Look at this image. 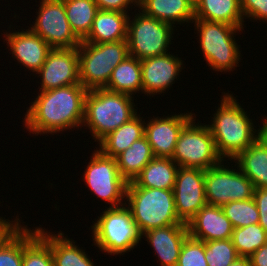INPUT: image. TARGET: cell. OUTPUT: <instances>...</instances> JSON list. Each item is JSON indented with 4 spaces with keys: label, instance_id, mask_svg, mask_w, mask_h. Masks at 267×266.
<instances>
[{
    "label": "cell",
    "instance_id": "cell-10",
    "mask_svg": "<svg viewBox=\"0 0 267 266\" xmlns=\"http://www.w3.org/2000/svg\"><path fill=\"white\" fill-rule=\"evenodd\" d=\"M94 151L83 175L86 185L99 198L110 203L109 207L125 205L128 182L120 175L116 158L106 156L97 149Z\"/></svg>",
    "mask_w": 267,
    "mask_h": 266
},
{
    "label": "cell",
    "instance_id": "cell-16",
    "mask_svg": "<svg viewBox=\"0 0 267 266\" xmlns=\"http://www.w3.org/2000/svg\"><path fill=\"white\" fill-rule=\"evenodd\" d=\"M182 62L181 58L173 56L170 52L141 60L143 93L152 97L157 93H164L183 69Z\"/></svg>",
    "mask_w": 267,
    "mask_h": 266
},
{
    "label": "cell",
    "instance_id": "cell-33",
    "mask_svg": "<svg viewBox=\"0 0 267 266\" xmlns=\"http://www.w3.org/2000/svg\"><path fill=\"white\" fill-rule=\"evenodd\" d=\"M208 266H230L240 256L231 239L204 242Z\"/></svg>",
    "mask_w": 267,
    "mask_h": 266
},
{
    "label": "cell",
    "instance_id": "cell-6",
    "mask_svg": "<svg viewBox=\"0 0 267 266\" xmlns=\"http://www.w3.org/2000/svg\"><path fill=\"white\" fill-rule=\"evenodd\" d=\"M78 52L79 81L87 90L104 88L114 68L129 55L127 40L81 42Z\"/></svg>",
    "mask_w": 267,
    "mask_h": 266
},
{
    "label": "cell",
    "instance_id": "cell-18",
    "mask_svg": "<svg viewBox=\"0 0 267 266\" xmlns=\"http://www.w3.org/2000/svg\"><path fill=\"white\" fill-rule=\"evenodd\" d=\"M189 236L201 240L231 239L234 227L221 206L206 204L187 222Z\"/></svg>",
    "mask_w": 267,
    "mask_h": 266
},
{
    "label": "cell",
    "instance_id": "cell-41",
    "mask_svg": "<svg viewBox=\"0 0 267 266\" xmlns=\"http://www.w3.org/2000/svg\"><path fill=\"white\" fill-rule=\"evenodd\" d=\"M230 266H252L249 257H239Z\"/></svg>",
    "mask_w": 267,
    "mask_h": 266
},
{
    "label": "cell",
    "instance_id": "cell-42",
    "mask_svg": "<svg viewBox=\"0 0 267 266\" xmlns=\"http://www.w3.org/2000/svg\"><path fill=\"white\" fill-rule=\"evenodd\" d=\"M263 135L267 138V117H266V121L264 123Z\"/></svg>",
    "mask_w": 267,
    "mask_h": 266
},
{
    "label": "cell",
    "instance_id": "cell-40",
    "mask_svg": "<svg viewBox=\"0 0 267 266\" xmlns=\"http://www.w3.org/2000/svg\"><path fill=\"white\" fill-rule=\"evenodd\" d=\"M252 266H267V242L249 256Z\"/></svg>",
    "mask_w": 267,
    "mask_h": 266
},
{
    "label": "cell",
    "instance_id": "cell-7",
    "mask_svg": "<svg viewBox=\"0 0 267 266\" xmlns=\"http://www.w3.org/2000/svg\"><path fill=\"white\" fill-rule=\"evenodd\" d=\"M193 22L195 30H198L204 59L209 66L218 72L235 69L241 60V53L234 37L236 32L242 31L243 28L201 19H194Z\"/></svg>",
    "mask_w": 267,
    "mask_h": 266
},
{
    "label": "cell",
    "instance_id": "cell-27",
    "mask_svg": "<svg viewBox=\"0 0 267 266\" xmlns=\"http://www.w3.org/2000/svg\"><path fill=\"white\" fill-rule=\"evenodd\" d=\"M105 89L125 93L133 96L142 88L141 78V60L128 55L121 63H119L112 71L108 84Z\"/></svg>",
    "mask_w": 267,
    "mask_h": 266
},
{
    "label": "cell",
    "instance_id": "cell-20",
    "mask_svg": "<svg viewBox=\"0 0 267 266\" xmlns=\"http://www.w3.org/2000/svg\"><path fill=\"white\" fill-rule=\"evenodd\" d=\"M128 19L127 13L98 10L91 31L81 42L107 43L127 40Z\"/></svg>",
    "mask_w": 267,
    "mask_h": 266
},
{
    "label": "cell",
    "instance_id": "cell-29",
    "mask_svg": "<svg viewBox=\"0 0 267 266\" xmlns=\"http://www.w3.org/2000/svg\"><path fill=\"white\" fill-rule=\"evenodd\" d=\"M71 30L83 41L91 31L93 20L99 10L94 0H63Z\"/></svg>",
    "mask_w": 267,
    "mask_h": 266
},
{
    "label": "cell",
    "instance_id": "cell-31",
    "mask_svg": "<svg viewBox=\"0 0 267 266\" xmlns=\"http://www.w3.org/2000/svg\"><path fill=\"white\" fill-rule=\"evenodd\" d=\"M231 241L240 257H249L267 242V233L258 224L234 228Z\"/></svg>",
    "mask_w": 267,
    "mask_h": 266
},
{
    "label": "cell",
    "instance_id": "cell-28",
    "mask_svg": "<svg viewBox=\"0 0 267 266\" xmlns=\"http://www.w3.org/2000/svg\"><path fill=\"white\" fill-rule=\"evenodd\" d=\"M154 158L146 137H142L116 157L120 175L129 183L141 173L143 168Z\"/></svg>",
    "mask_w": 267,
    "mask_h": 266
},
{
    "label": "cell",
    "instance_id": "cell-38",
    "mask_svg": "<svg viewBox=\"0 0 267 266\" xmlns=\"http://www.w3.org/2000/svg\"><path fill=\"white\" fill-rule=\"evenodd\" d=\"M99 10H111L128 13L131 3L138 7V0H94Z\"/></svg>",
    "mask_w": 267,
    "mask_h": 266
},
{
    "label": "cell",
    "instance_id": "cell-4",
    "mask_svg": "<svg viewBox=\"0 0 267 266\" xmlns=\"http://www.w3.org/2000/svg\"><path fill=\"white\" fill-rule=\"evenodd\" d=\"M125 200L142 234L159 227L186 224L176 214L173 190L127 187Z\"/></svg>",
    "mask_w": 267,
    "mask_h": 266
},
{
    "label": "cell",
    "instance_id": "cell-23",
    "mask_svg": "<svg viewBox=\"0 0 267 266\" xmlns=\"http://www.w3.org/2000/svg\"><path fill=\"white\" fill-rule=\"evenodd\" d=\"M138 6L144 14L173 27L175 22L193 23L195 19L194 5L189 0H138Z\"/></svg>",
    "mask_w": 267,
    "mask_h": 266
},
{
    "label": "cell",
    "instance_id": "cell-17",
    "mask_svg": "<svg viewBox=\"0 0 267 266\" xmlns=\"http://www.w3.org/2000/svg\"><path fill=\"white\" fill-rule=\"evenodd\" d=\"M6 37V38H5ZM12 55L31 72H37L52 49L50 45L30 28L26 31L8 32L4 36Z\"/></svg>",
    "mask_w": 267,
    "mask_h": 266
},
{
    "label": "cell",
    "instance_id": "cell-30",
    "mask_svg": "<svg viewBox=\"0 0 267 266\" xmlns=\"http://www.w3.org/2000/svg\"><path fill=\"white\" fill-rule=\"evenodd\" d=\"M23 226L22 266H54L50 244L35 230Z\"/></svg>",
    "mask_w": 267,
    "mask_h": 266
},
{
    "label": "cell",
    "instance_id": "cell-19",
    "mask_svg": "<svg viewBox=\"0 0 267 266\" xmlns=\"http://www.w3.org/2000/svg\"><path fill=\"white\" fill-rule=\"evenodd\" d=\"M187 224H173L149 230L142 234L158 255L160 266H176L180 251L188 236Z\"/></svg>",
    "mask_w": 267,
    "mask_h": 266
},
{
    "label": "cell",
    "instance_id": "cell-5",
    "mask_svg": "<svg viewBox=\"0 0 267 266\" xmlns=\"http://www.w3.org/2000/svg\"><path fill=\"white\" fill-rule=\"evenodd\" d=\"M125 205L109 207L91 226L93 242L100 251L110 255L129 252L141 240L140 232L130 209ZM125 206V207H124Z\"/></svg>",
    "mask_w": 267,
    "mask_h": 266
},
{
    "label": "cell",
    "instance_id": "cell-11",
    "mask_svg": "<svg viewBox=\"0 0 267 266\" xmlns=\"http://www.w3.org/2000/svg\"><path fill=\"white\" fill-rule=\"evenodd\" d=\"M222 164L223 161L205 170L207 204L222 206L231 201L253 198L255 188L251 180L240 169H229Z\"/></svg>",
    "mask_w": 267,
    "mask_h": 266
},
{
    "label": "cell",
    "instance_id": "cell-37",
    "mask_svg": "<svg viewBox=\"0 0 267 266\" xmlns=\"http://www.w3.org/2000/svg\"><path fill=\"white\" fill-rule=\"evenodd\" d=\"M253 199L259 211V225L267 233V188H255Z\"/></svg>",
    "mask_w": 267,
    "mask_h": 266
},
{
    "label": "cell",
    "instance_id": "cell-9",
    "mask_svg": "<svg viewBox=\"0 0 267 266\" xmlns=\"http://www.w3.org/2000/svg\"><path fill=\"white\" fill-rule=\"evenodd\" d=\"M128 19L127 43L130 56L143 60L167 54L174 27L141 13Z\"/></svg>",
    "mask_w": 267,
    "mask_h": 266
},
{
    "label": "cell",
    "instance_id": "cell-32",
    "mask_svg": "<svg viewBox=\"0 0 267 266\" xmlns=\"http://www.w3.org/2000/svg\"><path fill=\"white\" fill-rule=\"evenodd\" d=\"M223 213L234 228L259 223V211L253 198L231 201L221 206Z\"/></svg>",
    "mask_w": 267,
    "mask_h": 266
},
{
    "label": "cell",
    "instance_id": "cell-24",
    "mask_svg": "<svg viewBox=\"0 0 267 266\" xmlns=\"http://www.w3.org/2000/svg\"><path fill=\"white\" fill-rule=\"evenodd\" d=\"M37 230L50 244L54 266H94L91 258L85 254V250L76 246L74 240L64 237L62 232L54 235L41 227H37Z\"/></svg>",
    "mask_w": 267,
    "mask_h": 266
},
{
    "label": "cell",
    "instance_id": "cell-1",
    "mask_svg": "<svg viewBox=\"0 0 267 266\" xmlns=\"http://www.w3.org/2000/svg\"><path fill=\"white\" fill-rule=\"evenodd\" d=\"M87 92L81 83L39 92L25 114V127L36 135L83 127Z\"/></svg>",
    "mask_w": 267,
    "mask_h": 266
},
{
    "label": "cell",
    "instance_id": "cell-22",
    "mask_svg": "<svg viewBox=\"0 0 267 266\" xmlns=\"http://www.w3.org/2000/svg\"><path fill=\"white\" fill-rule=\"evenodd\" d=\"M177 166L169 157H154L127 187L173 190L179 168Z\"/></svg>",
    "mask_w": 267,
    "mask_h": 266
},
{
    "label": "cell",
    "instance_id": "cell-12",
    "mask_svg": "<svg viewBox=\"0 0 267 266\" xmlns=\"http://www.w3.org/2000/svg\"><path fill=\"white\" fill-rule=\"evenodd\" d=\"M37 13L30 29L52 49L80 46L81 41L70 28L63 0H41Z\"/></svg>",
    "mask_w": 267,
    "mask_h": 266
},
{
    "label": "cell",
    "instance_id": "cell-34",
    "mask_svg": "<svg viewBox=\"0 0 267 266\" xmlns=\"http://www.w3.org/2000/svg\"><path fill=\"white\" fill-rule=\"evenodd\" d=\"M176 266H208L204 241L188 235L182 245Z\"/></svg>",
    "mask_w": 267,
    "mask_h": 266
},
{
    "label": "cell",
    "instance_id": "cell-35",
    "mask_svg": "<svg viewBox=\"0 0 267 266\" xmlns=\"http://www.w3.org/2000/svg\"><path fill=\"white\" fill-rule=\"evenodd\" d=\"M23 227H21L0 249V266H22Z\"/></svg>",
    "mask_w": 267,
    "mask_h": 266
},
{
    "label": "cell",
    "instance_id": "cell-13",
    "mask_svg": "<svg viewBox=\"0 0 267 266\" xmlns=\"http://www.w3.org/2000/svg\"><path fill=\"white\" fill-rule=\"evenodd\" d=\"M176 214L186 223L207 204L205 197V170L179 167L173 189Z\"/></svg>",
    "mask_w": 267,
    "mask_h": 266
},
{
    "label": "cell",
    "instance_id": "cell-43",
    "mask_svg": "<svg viewBox=\"0 0 267 266\" xmlns=\"http://www.w3.org/2000/svg\"><path fill=\"white\" fill-rule=\"evenodd\" d=\"M193 5H195L199 0H189Z\"/></svg>",
    "mask_w": 267,
    "mask_h": 266
},
{
    "label": "cell",
    "instance_id": "cell-3",
    "mask_svg": "<svg viewBox=\"0 0 267 266\" xmlns=\"http://www.w3.org/2000/svg\"><path fill=\"white\" fill-rule=\"evenodd\" d=\"M131 95L105 88L88 90L85 97L83 125L92 132L95 142L137 115Z\"/></svg>",
    "mask_w": 267,
    "mask_h": 266
},
{
    "label": "cell",
    "instance_id": "cell-21",
    "mask_svg": "<svg viewBox=\"0 0 267 266\" xmlns=\"http://www.w3.org/2000/svg\"><path fill=\"white\" fill-rule=\"evenodd\" d=\"M234 161L254 188H267V138L263 134Z\"/></svg>",
    "mask_w": 267,
    "mask_h": 266
},
{
    "label": "cell",
    "instance_id": "cell-39",
    "mask_svg": "<svg viewBox=\"0 0 267 266\" xmlns=\"http://www.w3.org/2000/svg\"><path fill=\"white\" fill-rule=\"evenodd\" d=\"M18 220L17 217L14 221L0 218V249L22 227Z\"/></svg>",
    "mask_w": 267,
    "mask_h": 266
},
{
    "label": "cell",
    "instance_id": "cell-2",
    "mask_svg": "<svg viewBox=\"0 0 267 266\" xmlns=\"http://www.w3.org/2000/svg\"><path fill=\"white\" fill-rule=\"evenodd\" d=\"M224 94L220 107L213 115L211 125L207 126L215 141L218 154L225 161L224 158L234 160L263 134L266 119L260 129H254L252 120L237 103L233 94Z\"/></svg>",
    "mask_w": 267,
    "mask_h": 266
},
{
    "label": "cell",
    "instance_id": "cell-36",
    "mask_svg": "<svg viewBox=\"0 0 267 266\" xmlns=\"http://www.w3.org/2000/svg\"><path fill=\"white\" fill-rule=\"evenodd\" d=\"M240 8L244 18L267 22V0H240Z\"/></svg>",
    "mask_w": 267,
    "mask_h": 266
},
{
    "label": "cell",
    "instance_id": "cell-25",
    "mask_svg": "<svg viewBox=\"0 0 267 266\" xmlns=\"http://www.w3.org/2000/svg\"><path fill=\"white\" fill-rule=\"evenodd\" d=\"M195 19L220 22L243 28L240 0H199L194 5Z\"/></svg>",
    "mask_w": 267,
    "mask_h": 266
},
{
    "label": "cell",
    "instance_id": "cell-26",
    "mask_svg": "<svg viewBox=\"0 0 267 266\" xmlns=\"http://www.w3.org/2000/svg\"><path fill=\"white\" fill-rule=\"evenodd\" d=\"M140 114L133 117L129 122L122 124L115 131L109 133L98 144L99 150L106 156L116 158L127 150L134 141L144 137L145 121Z\"/></svg>",
    "mask_w": 267,
    "mask_h": 266
},
{
    "label": "cell",
    "instance_id": "cell-15",
    "mask_svg": "<svg viewBox=\"0 0 267 266\" xmlns=\"http://www.w3.org/2000/svg\"><path fill=\"white\" fill-rule=\"evenodd\" d=\"M192 115L195 114L191 112L173 114L171 117L168 115V117L152 118L147 124L145 123L144 136L151 146L154 157H172L179 134L193 118Z\"/></svg>",
    "mask_w": 267,
    "mask_h": 266
},
{
    "label": "cell",
    "instance_id": "cell-8",
    "mask_svg": "<svg viewBox=\"0 0 267 266\" xmlns=\"http://www.w3.org/2000/svg\"><path fill=\"white\" fill-rule=\"evenodd\" d=\"M193 117L182 129L171 159L184 168L207 170L223 159L216 150L215 141L207 125L195 124Z\"/></svg>",
    "mask_w": 267,
    "mask_h": 266
},
{
    "label": "cell",
    "instance_id": "cell-14",
    "mask_svg": "<svg viewBox=\"0 0 267 266\" xmlns=\"http://www.w3.org/2000/svg\"><path fill=\"white\" fill-rule=\"evenodd\" d=\"M78 64V47L51 49L46 61L35 73L42 76L40 91L80 84Z\"/></svg>",
    "mask_w": 267,
    "mask_h": 266
}]
</instances>
